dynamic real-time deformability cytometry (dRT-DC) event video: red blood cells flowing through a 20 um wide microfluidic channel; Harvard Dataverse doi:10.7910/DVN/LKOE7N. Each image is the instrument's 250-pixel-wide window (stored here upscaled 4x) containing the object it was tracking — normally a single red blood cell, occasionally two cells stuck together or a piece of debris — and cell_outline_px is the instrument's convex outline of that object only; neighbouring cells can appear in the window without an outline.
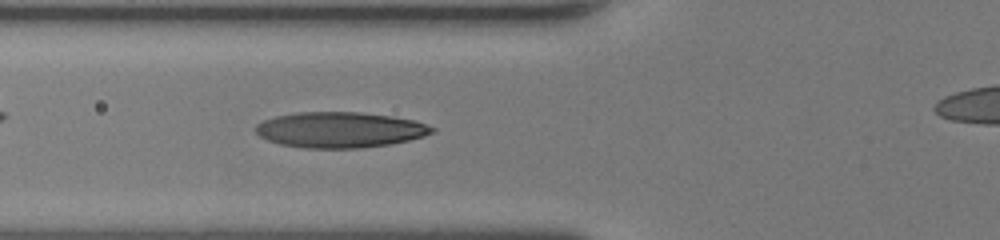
{"species": "human", "species_latin": "Homo sapiens", "temperature_condition": "room temperature", "stored_images_in_passage": 45, "camera_frame_rate_fps": 3000, "um_per_image_px": 0.085, "donor": {"sex": "female"}, "frame": {"image": 1, "passage_image": 19, "time_ms": 6.0, "image_size_px": [1000, 240], "cell_outline_px": [[436, 132], [424, 136], [408, 140], [388, 144], [360, 148], [304, 148], [280, 144], [268, 140], [260, 136], [256, 132], [256, 124], [264, 120], [276, 116], [300, 112], [360, 112], [392, 116], [416, 120], [436, 128]], "centroid_in_image_um": [28.92, 11.03], "position_along_channel_um": 96.9, "area_um2": 36.65}}
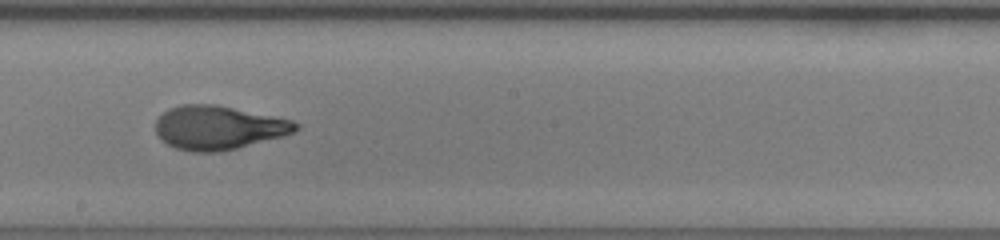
{"frame": {"image": 2, "passage_image": 28, "time_ms": 9.0, "image_size_px": [1000, 240], "cell_outline_px": [[300, 128], [296, 132], [284, 136], [220, 152], [192, 152], [176, 148], [160, 140], [156, 136], [156, 120], [168, 108], [180, 104], [212, 104], [292, 120], [300, 124]], "centroid_in_image_um": [18.55, 10.86], "position_along_channel_um": 229.7, "area_um2": 35.78}}
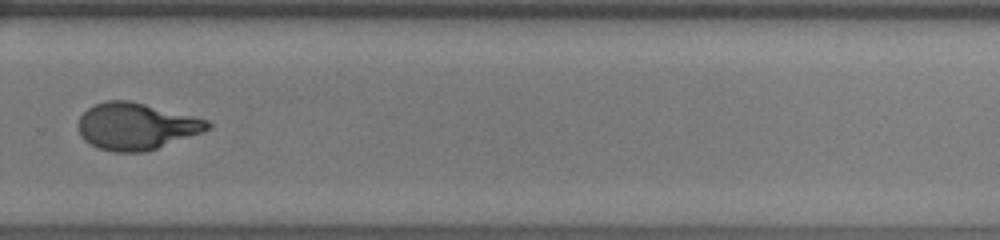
{"frame": {"image": 3, "passage_image": 34, "time_ms": 11.0, "image_size_px": [1000, 240], "cell_outline_px": [[212, 128], [204, 132], [144, 152], [116, 152], [100, 148], [84, 140], [80, 136], [76, 124], [80, 116], [88, 108], [96, 104], [108, 100], [128, 100], [208, 120], [212, 124]], "centroid_in_image_um": [11.56, 10.74], "position_along_channel_um": 318.2, "area_um2": 35.08}, "authors_computed_cell_mechanics": {"area_um2": 34.9112, "velocity_mm_per_s": 4.4319, "shape_relaxation_time_tau1_ms": 6.4306, "shape_relaxation_time_tau2_ms": 0.7197, "deformation_change_tau1": 0.2943, "deformation_change_tau2": 0.0791}}